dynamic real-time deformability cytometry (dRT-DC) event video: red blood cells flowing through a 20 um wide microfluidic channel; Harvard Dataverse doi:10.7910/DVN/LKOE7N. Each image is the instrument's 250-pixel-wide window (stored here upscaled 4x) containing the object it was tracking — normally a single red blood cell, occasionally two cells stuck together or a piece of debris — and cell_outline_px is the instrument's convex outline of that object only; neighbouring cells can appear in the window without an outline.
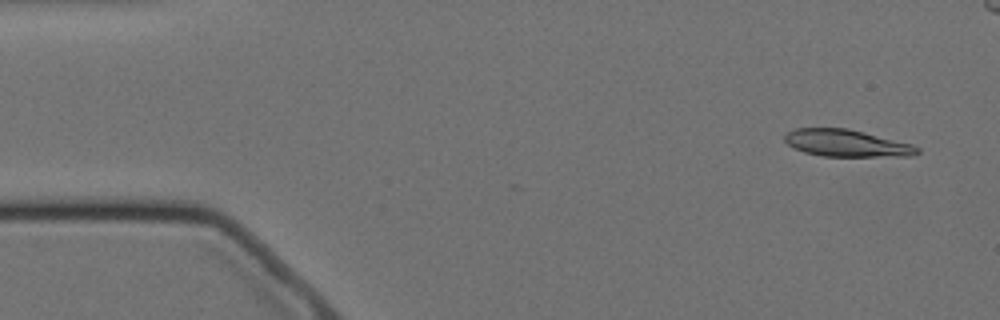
{"species": "Egyptian fruit bat (a non-hibernating species)", "species_latin": "Rousettus aegyptiacus", "temperature_condition": "cold", "stored_images_in_passage": 6, "camera_frame_rate_fps": 3000, "um_per_image_px": 0.085, "animal": {"sex": "female"}, "frame": {"image": 1, "passage_image": 1, "time_ms": 0.0, "image_size_px": [1000, 320], "cell_outline_px": [[920, 152], [916, 156], [824, 156], [804, 152], [788, 144], [784, 140], [784, 136], [788, 132], [796, 128], [848, 128], [912, 144], [920, 148]], "centroid_in_image_um": [72.0, 12.17], "position_along_channel_um": 13.0, "area_um2": 20.81}}
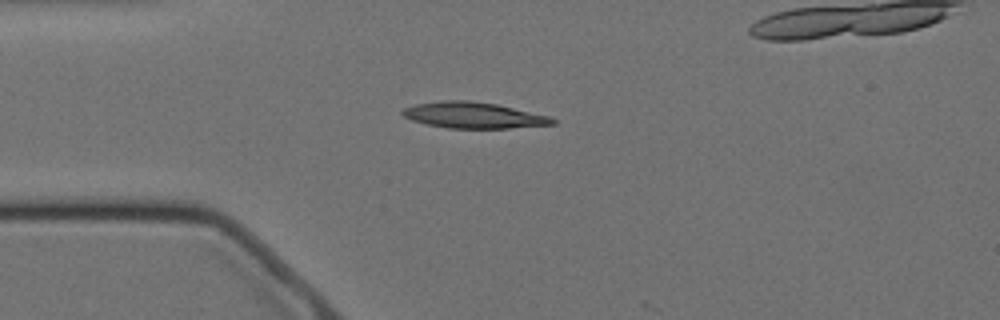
{"frame": {"image": 2, "passage_image": 4, "time_ms": 3.333, "image_size_px": [1000, 320], "cell_outline_px": [[556, 124], [508, 128], [448, 128], [428, 124], [412, 120], [404, 116], [400, 112], [404, 108], [416, 104], [440, 100], [468, 100], [496, 104], [548, 116], [556, 120]], "centroid_in_image_um": [40.23, 9.79], "position_along_channel_um": 44.8, "area_um2": 22.54}}
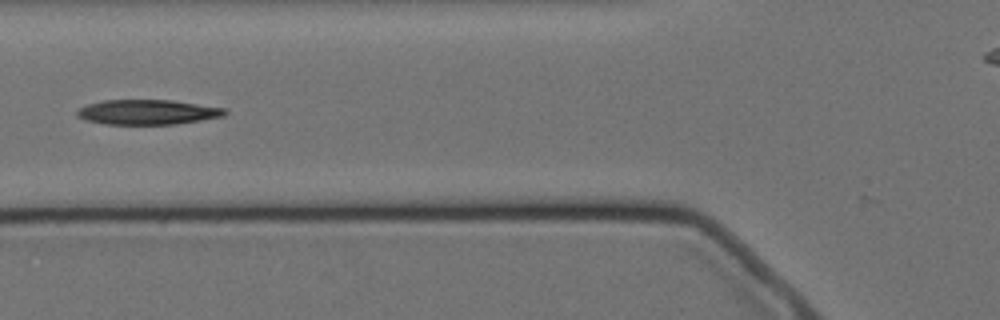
{"frame": {"image": 3, "passage_image": 6, "time_ms": 5.667, "image_size_px": [1000, 320], "cell_outline_px": [[228, 112], [224, 116], [176, 124], [104, 124], [84, 120], [76, 116], [76, 112], [80, 108], [88, 104], [104, 100], [172, 100], [224, 108]], "centroid_in_image_um": [12.52, 9.53], "position_along_channel_um": 113.3, "area_um2": 21.39}}